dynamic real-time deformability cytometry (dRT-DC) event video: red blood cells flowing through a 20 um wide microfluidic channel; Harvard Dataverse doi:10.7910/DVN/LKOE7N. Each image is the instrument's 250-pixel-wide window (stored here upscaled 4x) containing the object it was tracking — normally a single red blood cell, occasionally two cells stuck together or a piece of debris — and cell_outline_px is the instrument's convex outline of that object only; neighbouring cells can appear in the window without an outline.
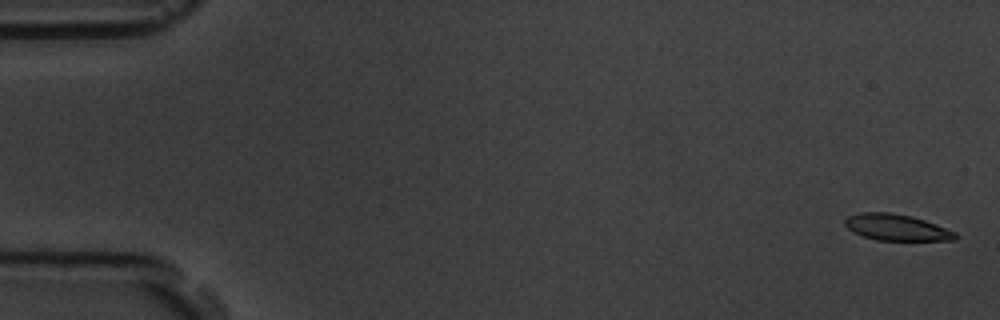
{"species": "common noctule bat (a hibernating species)", "species_latin": "Nyctalus noctula", "temperature_condition": "room temperature", "stored_images_in_passage": 6, "camera_frame_rate_fps": 3000, "um_per_image_px": 0.085, "animal": {"sex": "male", "body_mass_g": 19.5, "forearm_length_mm": 54.6}, "frame": {"image": 1, "passage_image": 1, "time_ms": 0.0, "image_size_px": [1000, 320], "cell_outline_px": [[956, 240], [876, 240], [852, 232], [844, 224], [844, 220], [848, 216], [860, 212], [888, 212], [912, 216], [936, 224], [956, 232]], "centroid_in_image_um": [76.18, 19.32], "position_along_channel_um": 8.8, "area_um2": 16.88}}